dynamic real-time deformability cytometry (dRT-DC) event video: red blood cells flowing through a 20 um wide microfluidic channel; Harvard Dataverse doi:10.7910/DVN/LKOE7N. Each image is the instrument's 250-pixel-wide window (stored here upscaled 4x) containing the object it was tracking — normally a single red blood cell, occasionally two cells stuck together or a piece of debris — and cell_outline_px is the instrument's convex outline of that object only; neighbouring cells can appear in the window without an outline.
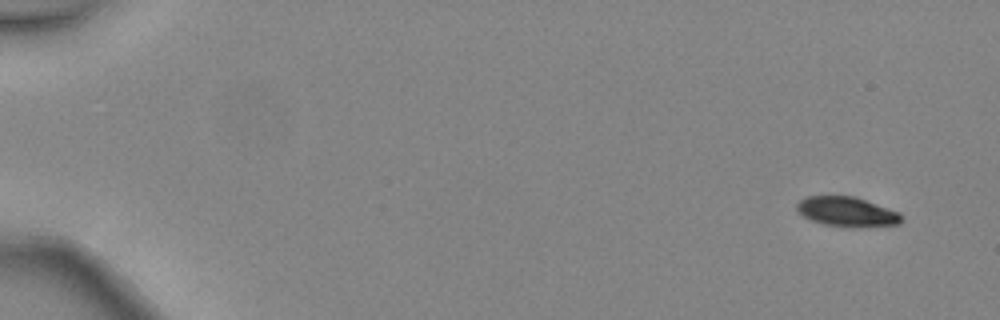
{"species": "common noctule bat (a hibernating species)", "species_latin": "Nyctalus noctula", "temperature_condition": "warm", "stored_images_in_passage": 6, "camera_frame_rate_fps": 3000, "um_per_image_px": 0.085, "animal": {"sex": "female", "body_mass_g": 24.6, "forearm_length_mm": 56.2}, "frame": {"image": 1, "passage_image": 1, "time_ms": 0.0, "image_size_px": [1000, 320], "cell_outline_px": [[904, 220], [900, 224], [860, 228], [824, 224], [812, 220], [804, 216], [796, 208], [796, 204], [804, 196], [856, 196], [900, 212], [904, 216]], "centroid_in_image_um": [72.06, 18.0], "position_along_channel_um": 12.9, "area_um2": 18.38}}
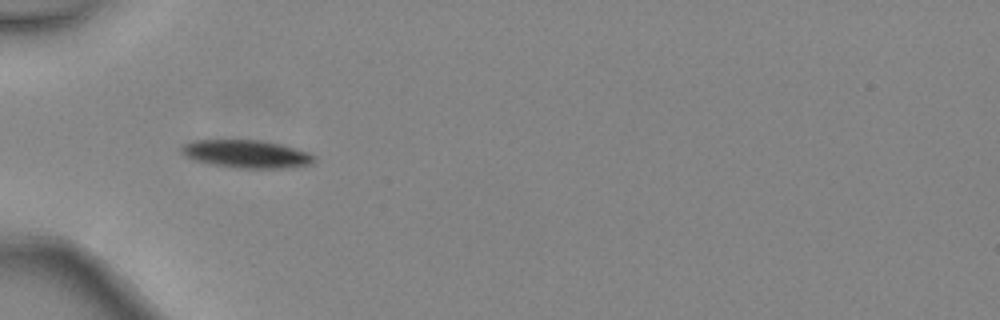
{"frame": {"image": 2, "passage_image": 5, "time_ms": 1.333, "image_size_px": [1000, 320], "cell_outline_px": [[316, 156], [312, 164], [288, 168], [232, 168], [212, 164], [196, 160], [184, 156], [180, 152], [180, 144], [192, 140], [260, 140], [280, 144], [308, 152]], "centroid_in_image_um": [20.91, 13.09], "position_along_channel_um": 64.1, "area_um2": 21.79}}
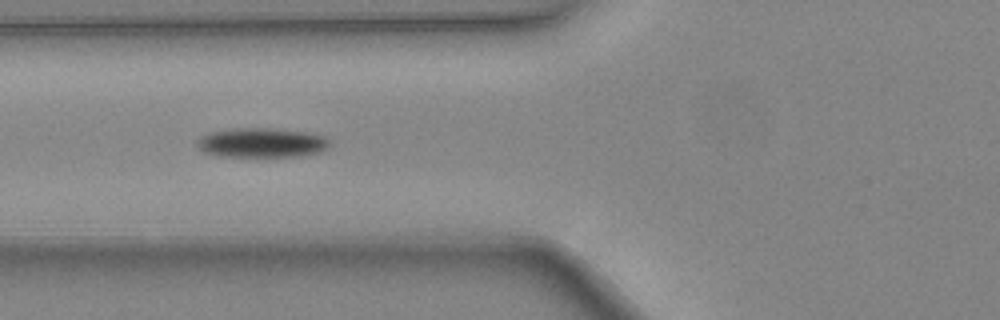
{"frame": {"image": 3, "passage_image": 6, "time_ms": 1.667, "image_size_px": [1000, 320], "cell_outline_px": [[332, 144], [328, 148], [320, 152], [300, 156], [216, 156], [204, 152], [196, 144], [196, 140], [200, 136], [208, 132], [232, 128], [276, 128], [308, 132], [324, 136]], "centroid_in_image_um": [22.24, 12.12], "position_along_channel_um": 103.6, "area_um2": 23.12}}